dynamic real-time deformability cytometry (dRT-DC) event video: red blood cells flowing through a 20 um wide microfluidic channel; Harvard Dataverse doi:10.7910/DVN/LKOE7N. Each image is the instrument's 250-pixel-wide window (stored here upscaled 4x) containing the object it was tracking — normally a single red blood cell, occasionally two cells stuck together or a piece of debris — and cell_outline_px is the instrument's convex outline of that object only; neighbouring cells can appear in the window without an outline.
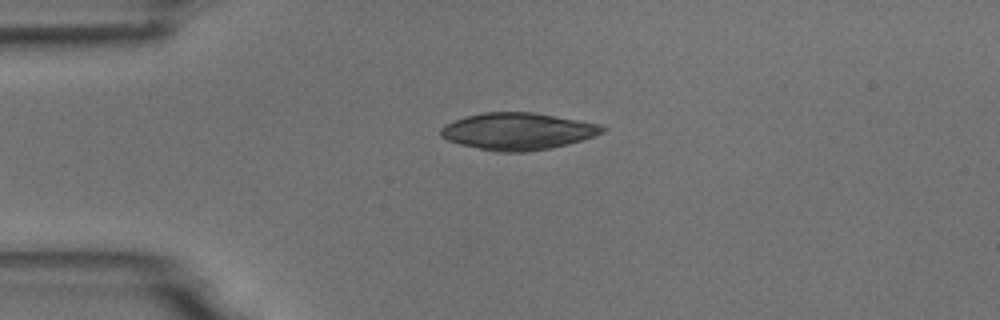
{"species": "common noctule bat (a hibernating species)", "species_latin": "Nyctalus noctula", "temperature_condition": "room temperature", "stored_images_in_passage": 2, "camera_frame_rate_fps": 3000, "um_per_image_px": 0.085, "animal": {"sex": "male", "body_mass_g": 18.8}, "frame": {"image": 1, "passage_image": 1, "time_ms": 0.0, "image_size_px": [1000, 320], "cell_outline_px": [[608, 128], [604, 132], [568, 144], [552, 148], [524, 152], [496, 152], [460, 144], [448, 140], [440, 136], [440, 128], [444, 124], [464, 116], [484, 112], [532, 112], [600, 124]], "centroid_in_image_um": [43.98, 11.16], "position_along_channel_um": 41.0, "area_um2": 34.85}}